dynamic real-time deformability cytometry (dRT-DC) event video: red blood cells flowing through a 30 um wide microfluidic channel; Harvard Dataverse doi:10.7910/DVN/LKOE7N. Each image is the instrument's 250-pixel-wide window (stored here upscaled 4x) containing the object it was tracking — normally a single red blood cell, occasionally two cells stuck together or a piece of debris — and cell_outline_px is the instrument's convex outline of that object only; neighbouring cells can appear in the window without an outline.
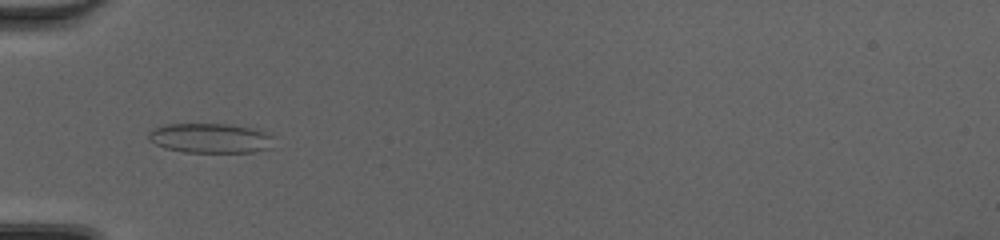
{"species": "common noctule bat (a hibernating species)", "species_latin": "Nyctalus noctula", "temperature_condition": "cold", "stored_images_in_passage": 49, "camera_frame_rate_fps": 3000, "um_per_image_px": 0.085, "animal": {"sex": "female", "body_mass_g": 20.0, "forearm_length_mm": 54.0}, "frame": {"image": 1, "passage_image": 18, "time_ms": 5.667, "image_size_px": [1000, 240], "cell_outline_px": [[272, 148], [252, 152], [184, 152], [164, 148], [156, 144], [148, 136], [148, 132], [152, 128], [164, 124], [228, 124], [248, 128], [264, 132], [272, 136]], "centroid_in_image_um": [17.84, 11.75], "position_along_channel_um": 67.2, "area_um2": 21.56}}
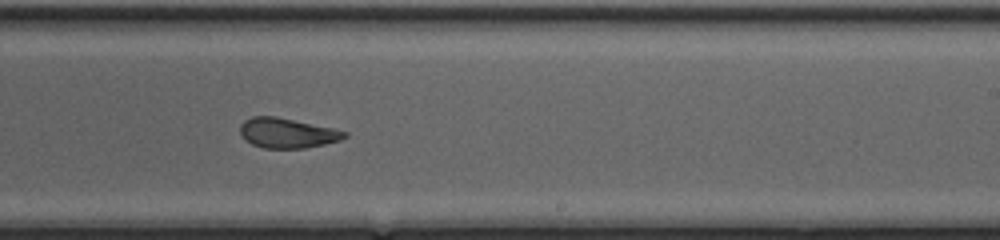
{"frame": {"image": 2, "passage_image": 32, "time_ms": 10.333, "image_size_px": [1000, 240], "cell_outline_px": [[348, 136], [340, 140], [324, 144], [304, 148], [264, 148], [252, 144], [244, 140], [240, 132], [240, 124], [244, 120], [252, 116], [276, 116], [332, 128], [348, 132]], "centroid_in_image_um": [24.39, 11.3], "position_along_channel_um": 264.6, "area_um2": 18.21}}
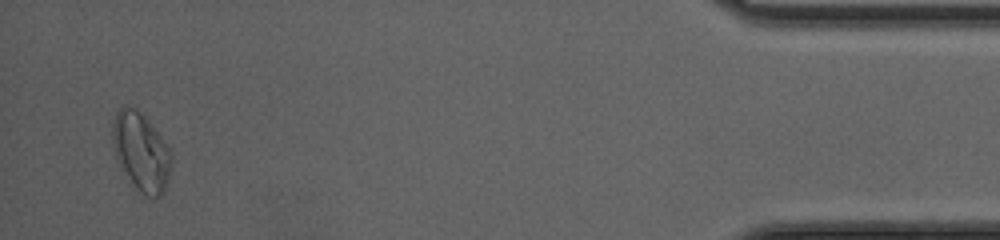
{"frame": {"image": 3, "passage_image": 48, "time_ms": 15.667, "image_size_px": [1000, 240], "cell_outline_px": [[172, 164], [168, 180], [160, 196], [144, 196], [136, 188], [120, 168], [112, 144], [112, 120], [116, 112], [124, 104], [128, 104], [144, 112], [172, 152]], "centroid_in_image_um": [11.98, 12.83], "position_along_channel_um": 423.2, "area_um2": 27.4}, "authors_computed_cell_mechanics": {"area_um2": 22.0218, "velocity_mm_per_s": 4.2865, "shape_relaxation_time_tau1_ms": null, "shape_relaxation_time_tau2_ms": 1.2118, "deformation_change_tau1": null, "deformation_change_tau2": 0.0666}}